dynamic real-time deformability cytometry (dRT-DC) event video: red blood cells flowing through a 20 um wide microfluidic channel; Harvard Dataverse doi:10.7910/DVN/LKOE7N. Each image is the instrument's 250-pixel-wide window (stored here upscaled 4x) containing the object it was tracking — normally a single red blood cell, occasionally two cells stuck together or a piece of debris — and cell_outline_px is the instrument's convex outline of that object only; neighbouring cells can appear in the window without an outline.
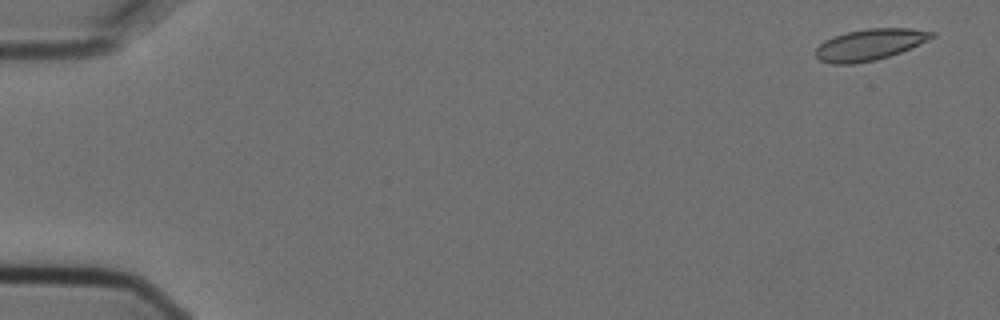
{"species": "Egyptian fruit bat (a non-hibernating species)", "species_latin": "Rousettus aegyptiacus", "temperature_condition": "cold", "stored_images_in_passage": 4, "camera_frame_rate_fps": 3000, "um_per_image_px": 0.085, "animal": {"sex": "female"}, "frame": {"image": 1, "passage_image": 1, "time_ms": 0.0, "image_size_px": [1000, 320], "cell_outline_px": [[936, 36], [928, 40], [900, 52], [876, 60], [852, 64], [832, 64], [820, 60], [812, 52], [824, 40], [832, 36], [848, 32], [868, 28], [912, 28], [936, 32]], "centroid_in_image_um": [73.9, 3.79], "position_along_channel_um": 11.1, "area_um2": 21.27}}